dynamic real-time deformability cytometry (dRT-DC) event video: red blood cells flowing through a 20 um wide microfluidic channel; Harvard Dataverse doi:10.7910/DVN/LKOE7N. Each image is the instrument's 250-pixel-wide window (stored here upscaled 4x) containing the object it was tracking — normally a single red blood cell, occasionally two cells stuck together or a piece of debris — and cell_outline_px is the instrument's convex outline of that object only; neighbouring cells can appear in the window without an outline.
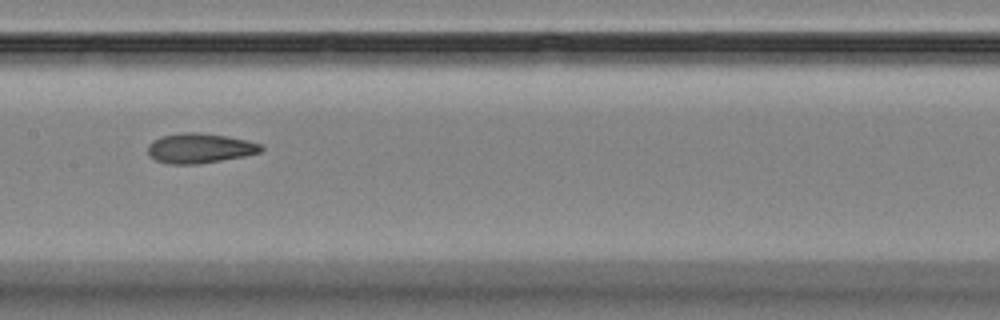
{"species": "Egyptian fruit bat (a non-hibernating species)", "species_latin": "Rousettus aegyptiacus", "temperature_condition": "room temperature", "stored_images_in_passage": 9, "camera_frame_rate_fps": 3000, "um_per_image_px": 0.085, "animal": {"sex": "female"}, "frame": {"image": 1, "passage_image": 9, "time_ms": 9.0, "image_size_px": [1000, 320], "cell_outline_px": [[264, 148], [260, 152], [244, 156], [200, 164], [168, 164], [156, 160], [148, 156], [148, 144], [152, 140], [164, 136], [184, 132], [200, 132], [228, 136], [248, 140], [260, 144]], "centroid_in_image_um": [16.97, 12.6], "position_along_channel_um": 190.4, "area_um2": 19.83}}